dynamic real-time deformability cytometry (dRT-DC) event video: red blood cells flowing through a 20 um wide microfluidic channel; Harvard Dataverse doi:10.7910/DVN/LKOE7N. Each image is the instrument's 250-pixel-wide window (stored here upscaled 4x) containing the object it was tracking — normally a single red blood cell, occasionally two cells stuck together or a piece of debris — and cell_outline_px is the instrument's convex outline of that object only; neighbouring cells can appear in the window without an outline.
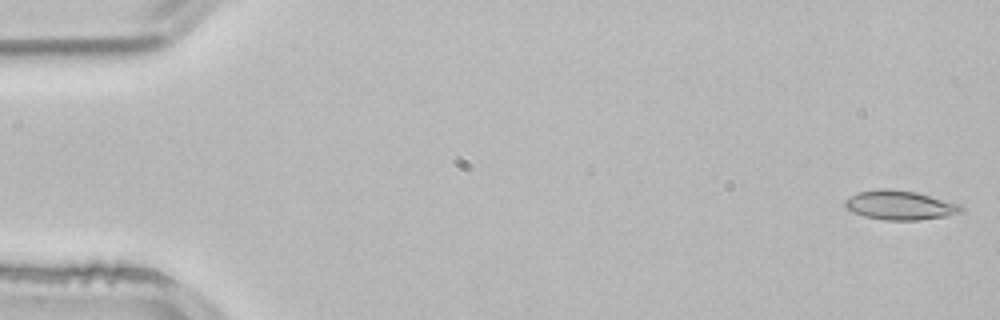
{"species": "common noctule bat (a hibernating species)", "species_latin": "Nyctalus noctula", "temperature_condition": "room temperature", "stored_images_in_passage": 3, "segment_of_instrument_passage": [2, 2], "camera_frame_rate_fps": 3000, "um_per_image_px": 0.085, "animal": {"sex": "male", "body_mass_g": 21.5, "forearm_length_mm": 52.0}, "frame": {"image": 1, "passage_image": 3, "time_ms": 0.667, "image_size_px": [1000, 320], "cell_outline_px": [[964, 212], [948, 216], [920, 220], [884, 220], [864, 216], [852, 212], [844, 204], [844, 200], [848, 196], [860, 192], [880, 188], [888, 188], [916, 192], [960, 204], [964, 208]], "centroid_in_image_um": [76.51, 17.44], "position_along_channel_um": 8.5, "area_um2": 19.94}}